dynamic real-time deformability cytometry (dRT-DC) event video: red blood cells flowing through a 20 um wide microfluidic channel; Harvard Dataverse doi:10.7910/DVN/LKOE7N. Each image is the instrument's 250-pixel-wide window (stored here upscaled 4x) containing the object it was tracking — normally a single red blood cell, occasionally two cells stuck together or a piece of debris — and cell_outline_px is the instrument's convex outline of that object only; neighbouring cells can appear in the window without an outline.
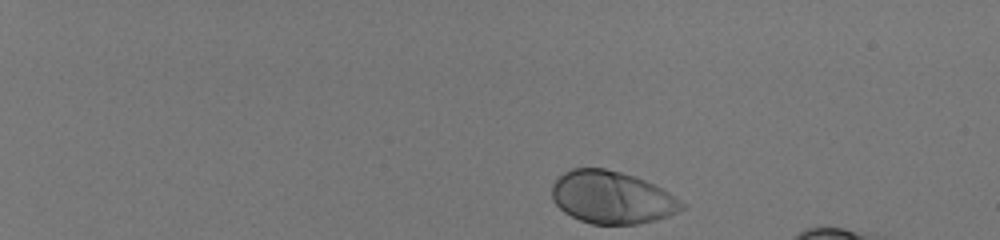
{"species": "human", "species_latin": "Homo sapiens", "temperature_condition": "room temperature", "stored_images_in_passage": 44, "camera_frame_rate_fps": 3000, "um_per_image_px": 0.085, "donor": {"sex": "male"}, "frame": {"image": 1, "passage_image": 1, "time_ms": 0.0, "image_size_px": [1000, 240], "cell_outline_px": [[684, 208], [668, 216], [656, 220], [636, 224], [592, 224], [580, 220], [564, 212], [552, 200], [552, 184], [564, 172], [572, 168], [604, 168], [620, 172], [644, 180], [668, 192], [680, 200], [684, 204]], "centroid_in_image_um": [51.98, 16.78], "position_along_channel_um": 33.0, "area_um2": 39.42}}
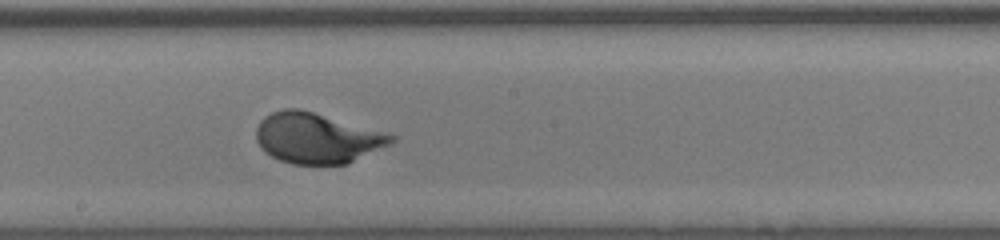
{"frame": {"image": 2, "passage_image": 26, "time_ms": 8.333, "image_size_px": [1000, 240], "cell_outline_px": [[396, 140], [392, 144], [348, 164], [292, 164], [280, 160], [264, 152], [260, 148], [256, 140], [256, 128], [260, 120], [264, 116], [272, 112], [284, 108], [300, 108], [396, 136]], "centroid_in_image_um": [26.91, 11.74], "position_along_channel_um": 221.3, "area_um2": 39.77}}
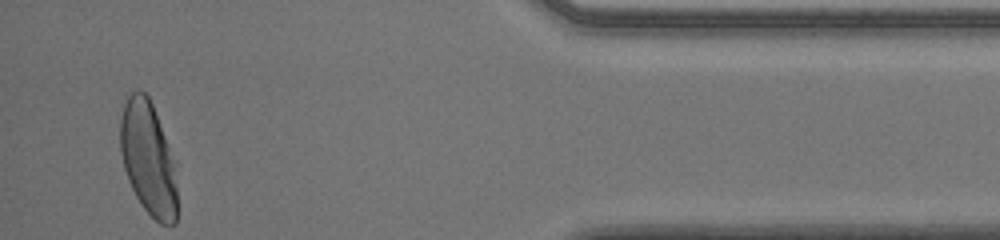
{"frame": {"image": 3, "passage_image": 44, "time_ms": 14.333, "image_size_px": [1000, 240], "cell_outline_px": [[176, 224], [160, 224], [144, 208], [136, 196], [128, 180], [124, 168], [120, 152], [120, 120], [124, 104], [128, 96], [136, 88], [140, 88], [148, 96], [152, 104], [176, 164]], "centroid_in_image_um": [12.59, 13.45], "position_along_channel_um": 422.6, "area_um2": 37.63}, "authors_computed_cell_mechanics": {"area_um2": 39.1884, "velocity_mm_per_s": 3.9695, "shape_relaxation_time_tau1_ms": 2.4463, "shape_relaxation_time_tau2_ms": null, "deformation_change_tau1": 0.1726, "deformation_change_tau2": null}}